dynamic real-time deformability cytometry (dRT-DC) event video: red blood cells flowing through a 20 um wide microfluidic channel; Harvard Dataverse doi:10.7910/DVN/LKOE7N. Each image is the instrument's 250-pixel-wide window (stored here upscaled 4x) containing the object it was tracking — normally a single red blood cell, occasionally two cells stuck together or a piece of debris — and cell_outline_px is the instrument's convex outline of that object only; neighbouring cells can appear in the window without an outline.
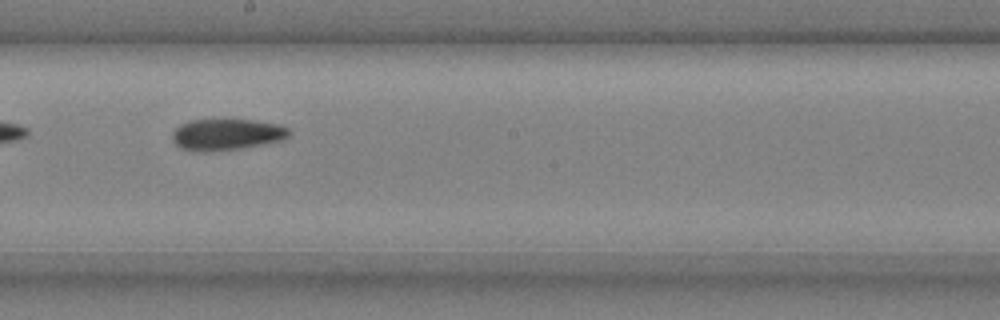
{"species": "common noctule bat (a hibernating species)", "species_latin": "Nyctalus noctula", "temperature_condition": "cold", "stored_images_in_passage": 7, "camera_frame_rate_fps": 3000, "um_per_image_px": 0.085, "animal": {"sex": "male", "body_mass_g": 20.4}, "frame": {"image": 1, "passage_image": 7, "time_ms": 2.0, "image_size_px": [1000, 320], "cell_outline_px": [[292, 132], [288, 136], [280, 140], [240, 148], [204, 152], [196, 152], [180, 148], [172, 140], [172, 132], [180, 124], [192, 120], [252, 120], [280, 124], [288, 128]], "centroid_in_image_um": [19.23, 11.43], "position_along_channel_um": 229.0, "area_um2": 21.21}}